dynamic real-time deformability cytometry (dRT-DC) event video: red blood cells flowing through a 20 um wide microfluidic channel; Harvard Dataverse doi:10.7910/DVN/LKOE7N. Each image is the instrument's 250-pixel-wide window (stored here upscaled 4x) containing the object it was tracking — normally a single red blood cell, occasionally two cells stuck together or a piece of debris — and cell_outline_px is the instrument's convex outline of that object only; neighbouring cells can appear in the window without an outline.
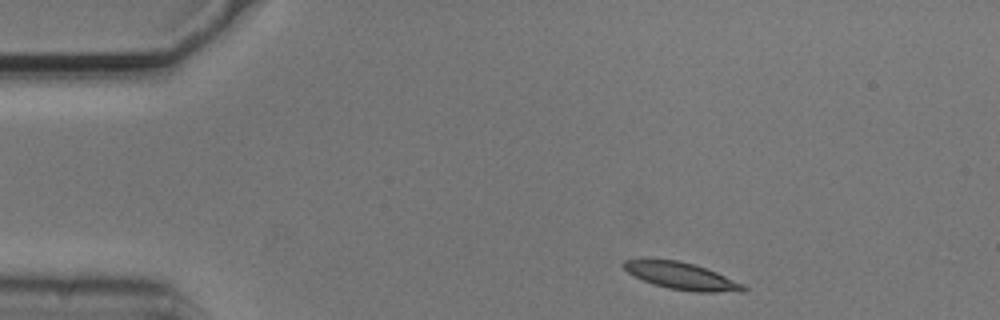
{"species": "common noctule bat (a hibernating species)", "species_latin": "Nyctalus noctula", "temperature_condition": "cold", "stored_images_in_passage": 47, "camera_frame_rate_fps": 3000, "um_per_image_px": 0.085, "animal": {"sex": "male", "body_mass_g": 20.5, "forearm_length_mm": 52.5}, "frame": {"image": 1, "passage_image": 1, "time_ms": 0.0, "image_size_px": [1000, 320], "cell_outline_px": [[748, 288], [744, 292], [696, 292], [668, 288], [652, 284], [628, 272], [624, 268], [624, 260], [644, 256], [676, 260], [692, 264], [716, 272], [744, 284]], "centroid_in_image_um": [57.89, 23.43], "position_along_channel_um": 27.1, "area_um2": 19.19}}
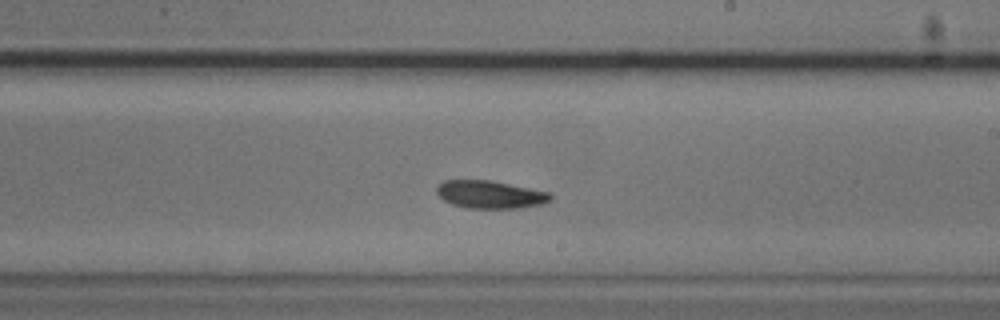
{"frame": {"image": 2, "passage_image": 24, "time_ms": 7.667, "image_size_px": [1000, 320], "cell_outline_px": [[552, 200], [544, 204], [520, 208], [464, 208], [452, 204], [444, 200], [436, 192], [436, 188], [444, 180], [488, 180], [552, 192]], "centroid_in_image_um": [41.71, 16.54], "position_along_channel_um": 247.3, "area_um2": 18.55}}
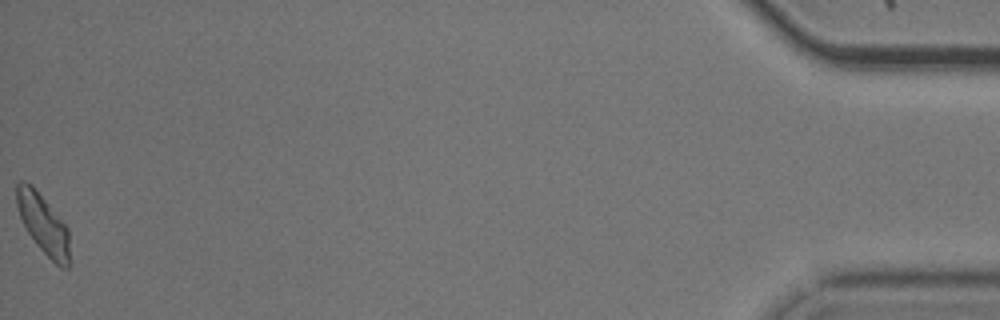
{"frame": {"image": 3, "passage_image": 47, "time_ms": 15.333, "image_size_px": [1000, 320], "cell_outline_px": [[68, 268], [60, 268], [36, 244], [28, 232], [20, 216], [16, 204], [16, 184], [20, 180], [24, 180], [32, 184], [68, 228]], "centroid_in_image_um": [3.64, 19.0], "position_along_channel_um": 431.6, "area_um2": 18.09}, "authors_computed_cell_mechanics": {"area_um2": 18.3226, "velocity_mm_per_s": 3.684, "shape_relaxation_time_tau1_ms": null, "shape_relaxation_time_tau2_ms": 4.7353, "deformation_change_tau1": null, "deformation_change_tau2": 0.1096}}